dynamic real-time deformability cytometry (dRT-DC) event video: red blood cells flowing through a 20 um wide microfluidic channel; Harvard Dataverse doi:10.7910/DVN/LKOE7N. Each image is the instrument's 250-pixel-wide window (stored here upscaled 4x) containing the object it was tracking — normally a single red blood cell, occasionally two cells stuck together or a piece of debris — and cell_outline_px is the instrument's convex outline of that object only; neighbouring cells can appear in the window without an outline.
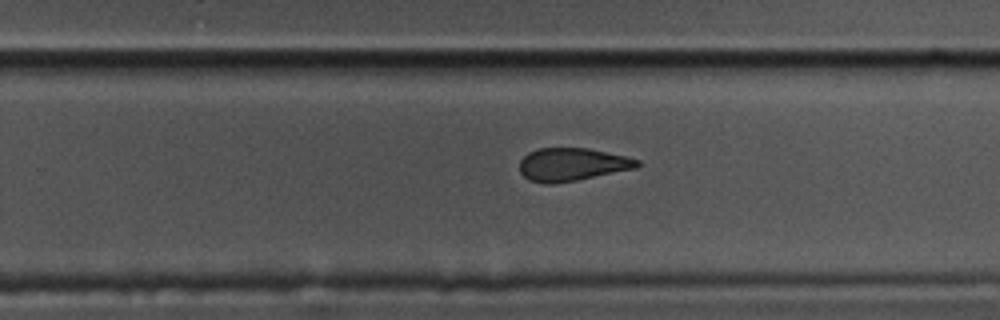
{"species": "common noctule bat (a hibernating species)", "species_latin": "Nyctalus noctula", "temperature_condition": "cold", "stored_images_in_passage": 44, "camera_frame_rate_fps": 3000, "um_per_image_px": 0.085, "animal": {"sex": "male", "body_mass_g": 17.5, "forearm_length_mm": 52.3}, "frame": {"image": 1, "passage_image": 28, "time_ms": 9.0, "image_size_px": [1000, 320], "cell_outline_px": [[640, 164], [636, 168], [576, 180], [552, 184], [544, 184], [528, 180], [520, 172], [520, 160], [528, 152], [540, 148], [588, 148], [624, 156], [640, 160]], "centroid_in_image_um": [48.59, 13.98], "position_along_channel_um": 281.2, "area_um2": 22.48}}
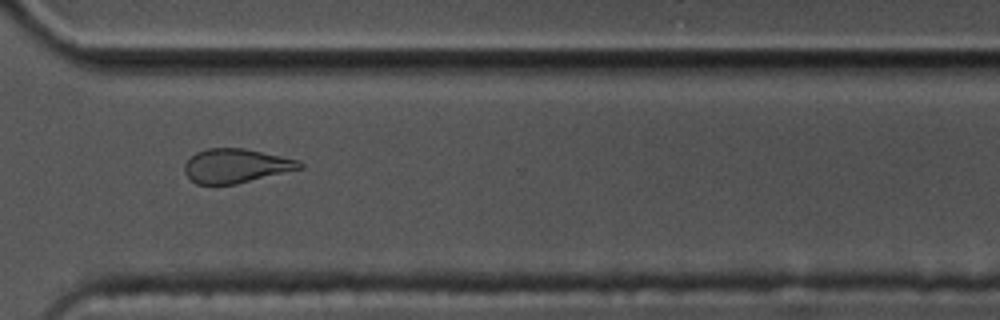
{"frame": {"image": 2, "passage_image": 34, "time_ms": 11.0, "image_size_px": [1000, 320], "cell_outline_px": [[304, 168], [236, 184], [196, 184], [184, 172], [184, 164], [196, 152], [208, 148], [244, 148], [300, 160], [304, 164]], "centroid_in_image_um": [20.09, 14.09], "position_along_channel_um": 350.5, "area_um2": 22.89}}
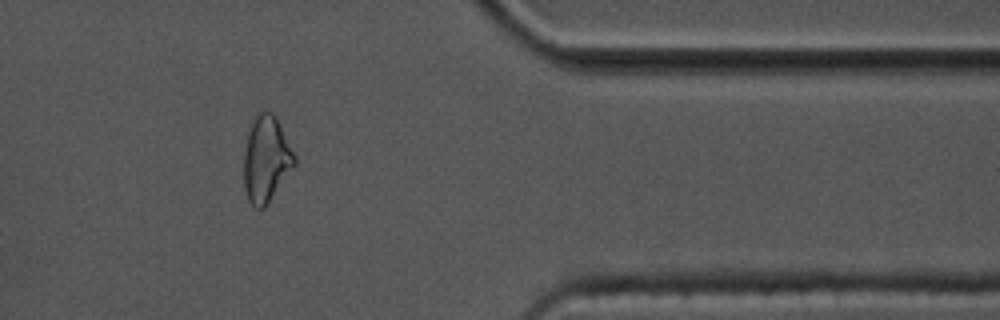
{"frame": {"image": 3, "passage_image": 39, "time_ms": 12.667, "image_size_px": [1000, 320], "cell_outline_px": [[296, 164], [268, 204], [264, 208], [256, 208], [248, 200], [244, 188], [244, 152], [248, 132], [252, 116], [260, 112], [272, 112], [276, 116], [296, 156]], "centroid_in_image_um": [22.62, 13.52], "position_along_channel_um": 388.8, "area_um2": 25.66}}